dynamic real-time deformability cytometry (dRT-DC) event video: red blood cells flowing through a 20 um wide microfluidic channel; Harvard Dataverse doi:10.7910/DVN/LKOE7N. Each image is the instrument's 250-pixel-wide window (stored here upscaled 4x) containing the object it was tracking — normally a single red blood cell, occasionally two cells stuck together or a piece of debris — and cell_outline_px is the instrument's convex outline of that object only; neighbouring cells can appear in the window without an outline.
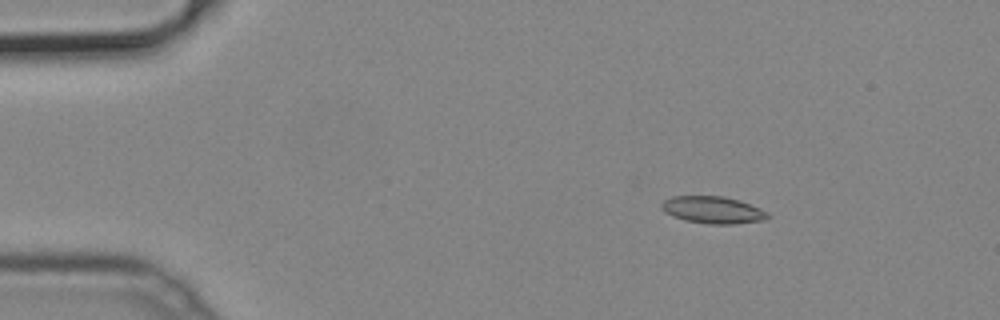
{"species": "common noctule bat (a hibernating species)", "species_latin": "Nyctalus noctula", "temperature_condition": "cold", "stored_images_in_passage": 47, "camera_frame_rate_fps": 3000, "um_per_image_px": 0.085, "animal": {"sex": "male", "body_mass_g": 19.2, "forearm_length_mm": 51.8}, "frame": {"image": 1, "passage_image": 4, "time_ms": 1.0, "image_size_px": [1000, 320], "cell_outline_px": [[768, 216], [764, 220], [732, 224], [708, 224], [684, 220], [672, 216], [664, 212], [660, 208], [660, 204], [664, 200], [672, 196], [724, 196], [740, 200], [760, 208], [768, 212]], "centroid_in_image_um": [60.55, 17.84], "position_along_channel_um": 24.4, "area_um2": 16.88}}
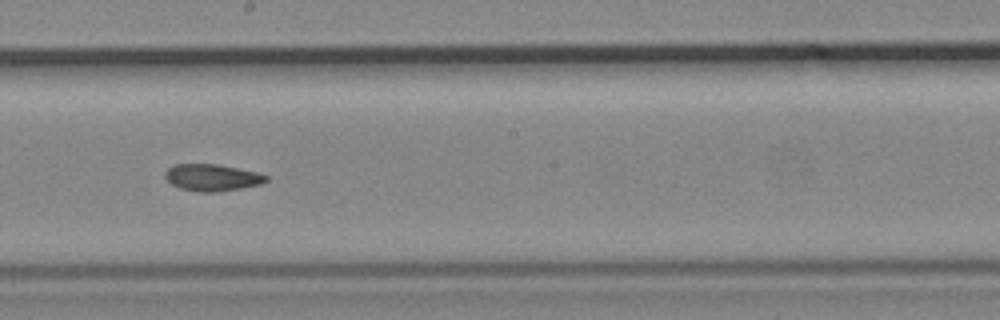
{"frame": {"image": 2, "passage_image": 25, "time_ms": 8.0, "image_size_px": [1000, 320], "cell_outline_px": [[268, 180], [260, 184], [240, 188], [212, 192], [200, 192], [180, 188], [172, 184], [164, 176], [164, 172], [168, 168], [176, 164], [216, 164], [260, 172], [268, 176]], "centroid_in_image_um": [18.04, 15.08], "position_along_channel_um": 230.2, "area_um2": 15.72}}
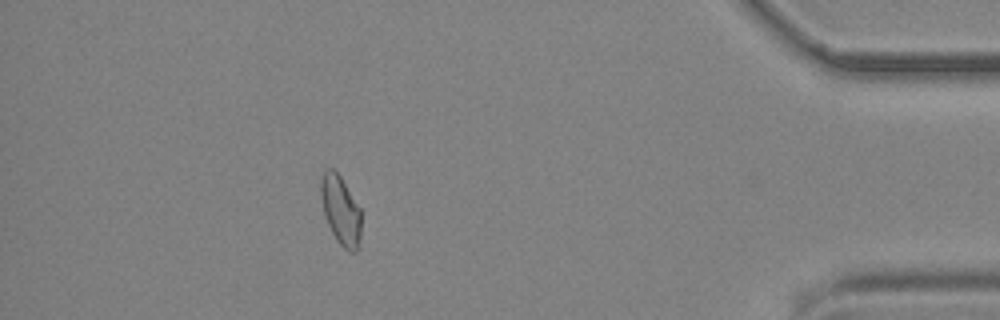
{"frame": {"image": 3, "passage_image": 42, "time_ms": 13.667, "image_size_px": [1000, 320], "cell_outline_px": [[360, 236], [356, 252], [348, 252], [336, 240], [324, 216], [320, 196], [320, 180], [324, 172], [328, 168], [332, 168], [340, 176], [360, 208]], "centroid_in_image_um": [28.93, 17.87], "position_along_channel_um": 406.3, "area_um2": 16.13}}